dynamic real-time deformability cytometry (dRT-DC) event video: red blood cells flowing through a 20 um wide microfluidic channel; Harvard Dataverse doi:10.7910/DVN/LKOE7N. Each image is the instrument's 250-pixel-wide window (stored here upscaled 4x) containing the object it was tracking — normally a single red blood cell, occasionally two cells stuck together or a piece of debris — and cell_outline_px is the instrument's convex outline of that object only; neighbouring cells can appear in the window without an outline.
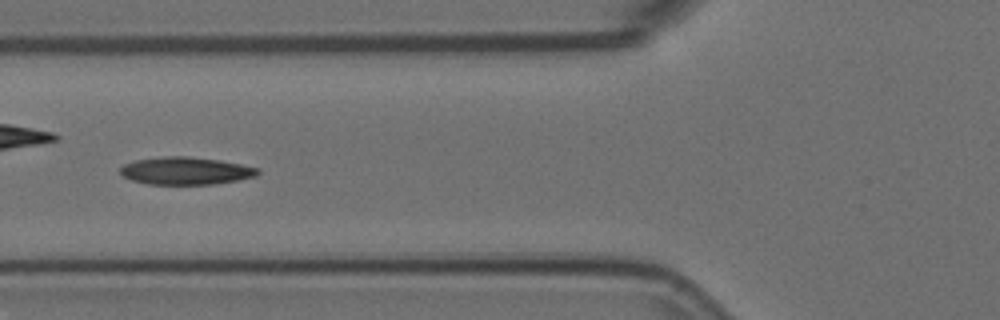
{"species": "Egyptian fruit bat (a non-hibernating species)", "species_latin": "Rousettus aegyptiacus", "temperature_condition": "room temperature", "stored_images_in_passage": 8, "camera_frame_rate_fps": 3000, "um_per_image_px": 0.085, "animal": {"sex": "female"}, "frame": {"image": 1, "passage_image": 5, "time_ms": 1.333, "image_size_px": [1000, 320], "cell_outline_px": [[260, 172], [256, 176], [236, 180], [212, 184], [148, 184], [132, 180], [120, 176], [120, 168], [124, 164], [136, 160], [164, 156], [188, 156], [220, 160], [260, 168]], "centroid_in_image_um": [15.77, 14.51], "position_along_channel_um": 110.0, "area_um2": 22.08}}
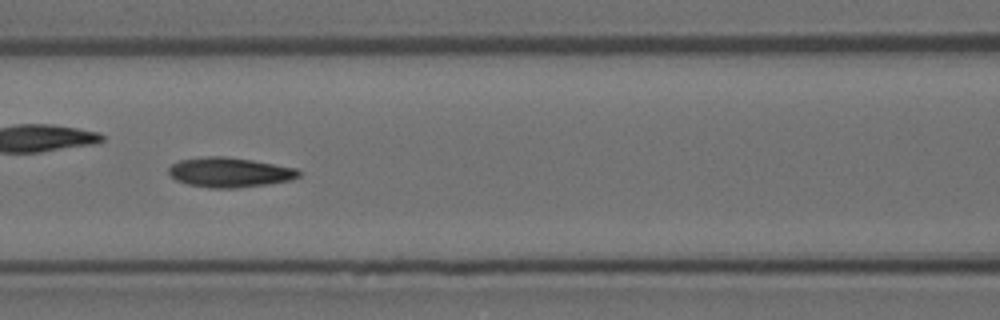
{"frame": {"image": 2, "passage_image": 6, "time_ms": 1.667, "image_size_px": [1000, 320], "cell_outline_px": [[300, 176], [292, 180], [268, 184], [236, 188], [208, 188], [188, 184], [176, 180], [168, 172], [168, 168], [172, 164], [180, 160], [208, 156], [224, 156], [252, 160], [296, 168], [300, 172]], "centroid_in_image_um": [19.52, 14.65], "position_along_channel_um": 147.1, "area_um2": 22.54}}
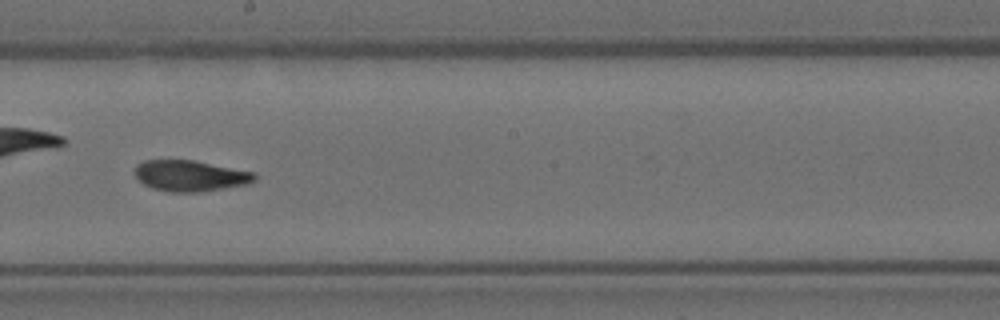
{"frame": {"image": 3, "passage_image": 8, "time_ms": 2.333, "image_size_px": [1000, 320], "cell_outline_px": [[256, 180], [248, 184], [200, 192], [168, 192], [152, 188], [144, 184], [136, 176], [136, 164], [144, 160], [192, 160], [256, 172]], "centroid_in_image_um": [16.2, 14.94], "position_along_channel_um": 232.0, "area_um2": 21.62}}